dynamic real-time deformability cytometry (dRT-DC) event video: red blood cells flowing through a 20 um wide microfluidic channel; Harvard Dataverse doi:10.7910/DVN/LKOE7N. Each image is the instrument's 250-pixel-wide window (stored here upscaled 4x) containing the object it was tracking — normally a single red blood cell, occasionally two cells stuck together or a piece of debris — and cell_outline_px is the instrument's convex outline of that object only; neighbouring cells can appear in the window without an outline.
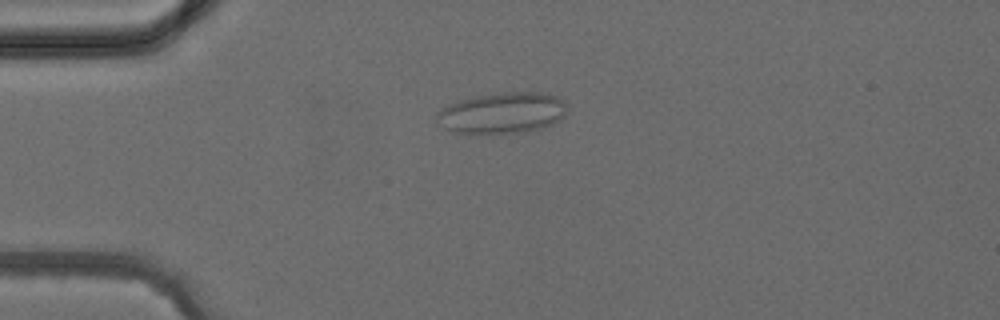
{"species": "common noctule bat (a hibernating species)", "species_latin": "Nyctalus noctula", "temperature_condition": "cold", "stored_images_in_passage": 2, "camera_frame_rate_fps": 3000, "um_per_image_px": 0.085, "animal": {"sex": "female", "body_mass_g": 24.6, "forearm_length_mm": 56.2}, "frame": {"image": 1, "passage_image": 1, "time_ms": 0.0, "image_size_px": [1000, 320], "cell_outline_px": [[564, 116], [560, 120], [552, 124], [540, 128], [524, 132], [452, 132], [444, 128], [436, 120], [436, 112], [440, 108], [460, 100], [476, 96], [512, 92], [540, 92], [560, 96], [564, 100]], "centroid_in_image_um": [42.69, 9.58], "position_along_channel_um": 42.3, "area_um2": 30.75}}